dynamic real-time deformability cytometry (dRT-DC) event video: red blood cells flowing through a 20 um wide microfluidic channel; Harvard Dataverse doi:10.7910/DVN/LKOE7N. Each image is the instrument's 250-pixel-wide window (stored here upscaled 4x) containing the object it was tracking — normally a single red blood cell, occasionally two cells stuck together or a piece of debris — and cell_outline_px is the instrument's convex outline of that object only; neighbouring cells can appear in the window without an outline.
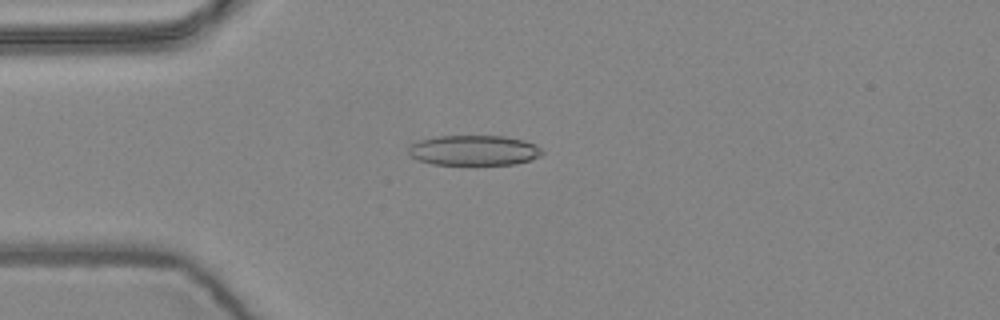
{"species": "common noctule bat (a hibernating species)", "species_latin": "Nyctalus noctula", "temperature_condition": "warm", "stored_images_in_passage": 2, "camera_frame_rate_fps": 3000, "um_per_image_px": 0.085, "animal": {"sex": "female", "body_mass_g": 24.6, "forearm_length_mm": 56.2}, "frame": {"image": 1, "passage_image": 2, "time_ms": 0.333, "image_size_px": [1000, 320], "cell_outline_px": [[544, 152], [540, 156], [532, 160], [516, 164], [432, 164], [420, 160], [412, 156], [408, 152], [408, 148], [412, 144], [420, 140], [436, 136], [504, 136], [524, 140], [536, 144]], "centroid_in_image_um": [40.33, 12.77], "position_along_channel_um": 44.7, "area_um2": 23.47}}